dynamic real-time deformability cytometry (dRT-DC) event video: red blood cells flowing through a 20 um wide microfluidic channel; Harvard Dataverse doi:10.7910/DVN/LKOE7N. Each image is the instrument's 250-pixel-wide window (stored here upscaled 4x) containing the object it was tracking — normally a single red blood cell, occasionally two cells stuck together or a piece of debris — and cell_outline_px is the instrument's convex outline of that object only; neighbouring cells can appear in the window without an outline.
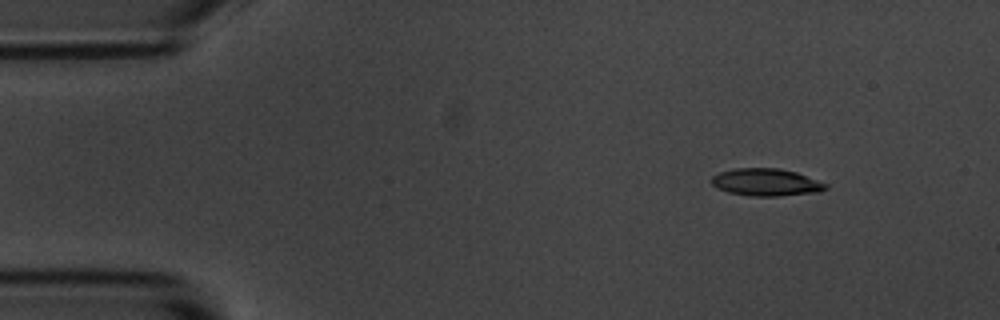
{"species": "common noctule bat (a hibernating species)", "species_latin": "Nyctalus noctula", "temperature_condition": "room temperature", "stored_images_in_passage": 7, "camera_frame_rate_fps": 3000, "um_per_image_px": 0.085, "animal": {"sex": "male", "body_mass_g": 20.1, "forearm_length_mm": 53.5}, "frame": {"image": 1, "passage_image": 1, "time_ms": 0.0, "image_size_px": [1000, 320], "cell_outline_px": [[828, 188], [820, 192], [780, 196], [752, 196], [728, 192], [712, 184], [712, 176], [720, 172], [736, 168], [776, 168], [796, 172], [828, 184]], "centroid_in_image_um": [65.16, 15.5], "position_along_channel_um": 19.8, "area_um2": 18.09}}
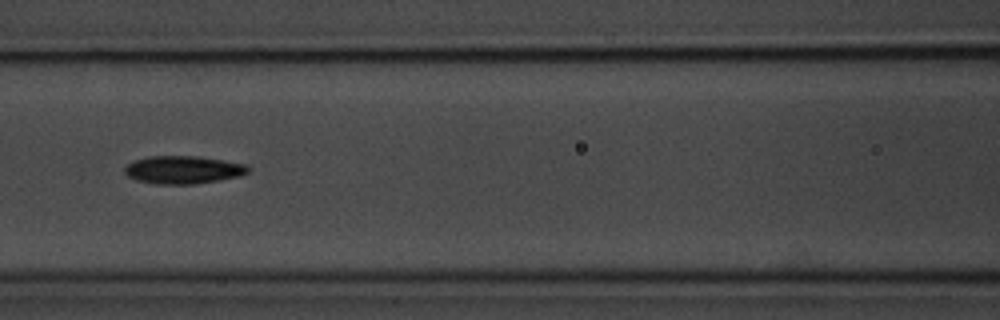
{"frame": {"image": 2, "passage_image": 6, "time_ms": 5.667, "image_size_px": [1000, 320], "cell_outline_px": [[248, 172], [236, 176], [220, 180], [192, 184], [156, 184], [136, 180], [128, 176], [124, 172], [124, 168], [128, 164], [136, 160], [148, 156], [196, 156], [244, 164], [248, 168]], "centroid_in_image_um": [15.5, 14.43], "position_along_channel_um": 151.1, "area_um2": 19.71}}
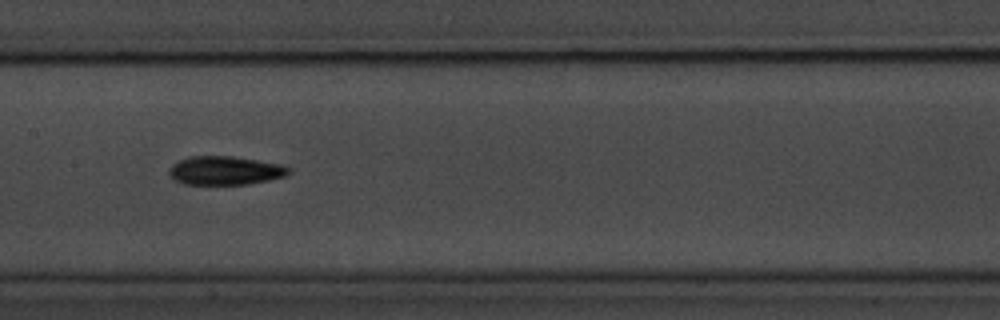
{"frame": {"image": 3, "passage_image": 7, "time_ms": 6.667, "image_size_px": [1000, 320], "cell_outline_px": [[292, 172], [288, 176], [248, 184], [184, 184], [176, 180], [168, 172], [168, 168], [172, 164], [180, 160], [192, 156], [232, 156], [280, 164], [288, 168]], "centroid_in_image_um": [19.15, 14.5], "position_along_channel_um": 188.3, "area_um2": 19.88}}